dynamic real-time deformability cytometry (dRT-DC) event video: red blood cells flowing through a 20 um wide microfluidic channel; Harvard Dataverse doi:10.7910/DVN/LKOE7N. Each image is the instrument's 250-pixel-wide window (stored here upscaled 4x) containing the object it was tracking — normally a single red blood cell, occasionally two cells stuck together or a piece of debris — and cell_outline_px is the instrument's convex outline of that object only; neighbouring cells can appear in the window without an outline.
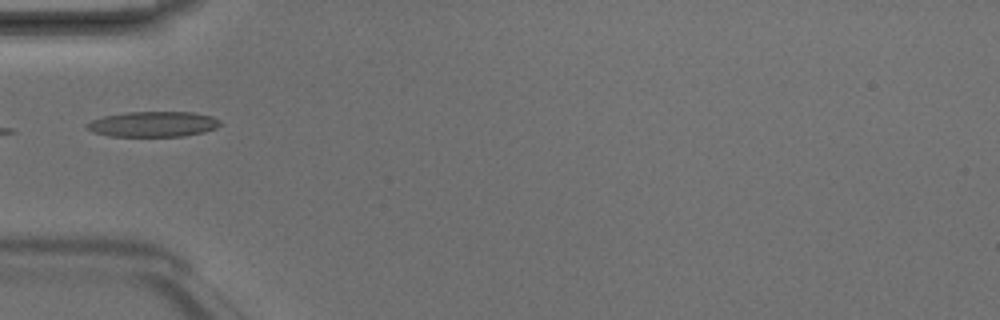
{"species": "Egyptian fruit bat (a non-hibernating species)", "species_latin": "Rousettus aegyptiacus", "temperature_condition": "room temperature", "stored_images_in_passage": 6, "camera_frame_rate_fps": 3000, "um_per_image_px": 0.085, "animal": {"sex": "male"}, "frame": {"image": 1, "passage_image": 5, "time_ms": 1.333, "image_size_px": [1000, 320], "cell_outline_px": [[224, 124], [216, 128], [204, 132], [184, 136], [112, 136], [92, 132], [84, 128], [84, 124], [92, 120], [104, 116], [128, 112], [192, 112], [212, 116], [220, 120]], "centroid_in_image_um": [13.03, 10.55], "position_along_channel_um": 72.0, "area_um2": 19.88}}